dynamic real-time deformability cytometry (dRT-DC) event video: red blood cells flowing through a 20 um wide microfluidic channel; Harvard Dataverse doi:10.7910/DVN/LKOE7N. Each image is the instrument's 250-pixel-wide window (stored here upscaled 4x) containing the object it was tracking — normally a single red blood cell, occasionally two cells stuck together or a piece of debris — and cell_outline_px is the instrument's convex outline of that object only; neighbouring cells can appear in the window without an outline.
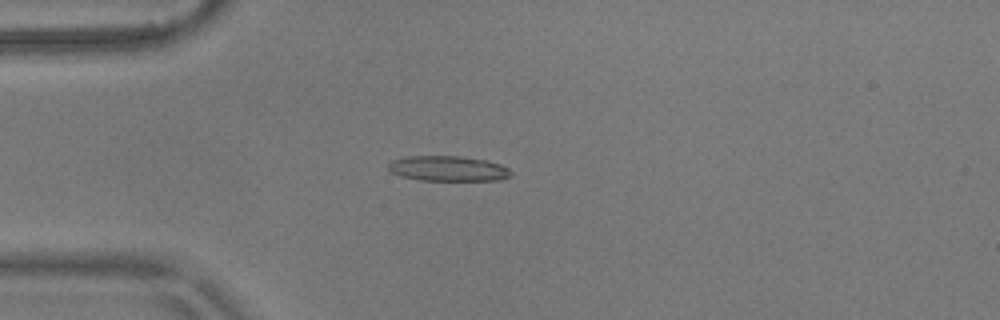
{"species": "common noctule bat (a hibernating species)", "species_latin": "Nyctalus noctula", "temperature_condition": "warm", "stored_images_in_passage": 8, "camera_frame_rate_fps": 3000, "um_per_image_px": 0.085, "animal": {"sex": "male", "body_mass_g": 17.9}, "frame": {"image": 1, "passage_image": 4, "time_ms": 1.0, "image_size_px": [1000, 320], "cell_outline_px": [[512, 176], [500, 180], [420, 180], [400, 176], [392, 172], [388, 168], [388, 164], [392, 160], [408, 156], [460, 156], [488, 160], [500, 164], [508, 168], [512, 172]], "centroid_in_image_um": [38.11, 14.32], "position_along_channel_um": 46.9, "area_um2": 18.09}}